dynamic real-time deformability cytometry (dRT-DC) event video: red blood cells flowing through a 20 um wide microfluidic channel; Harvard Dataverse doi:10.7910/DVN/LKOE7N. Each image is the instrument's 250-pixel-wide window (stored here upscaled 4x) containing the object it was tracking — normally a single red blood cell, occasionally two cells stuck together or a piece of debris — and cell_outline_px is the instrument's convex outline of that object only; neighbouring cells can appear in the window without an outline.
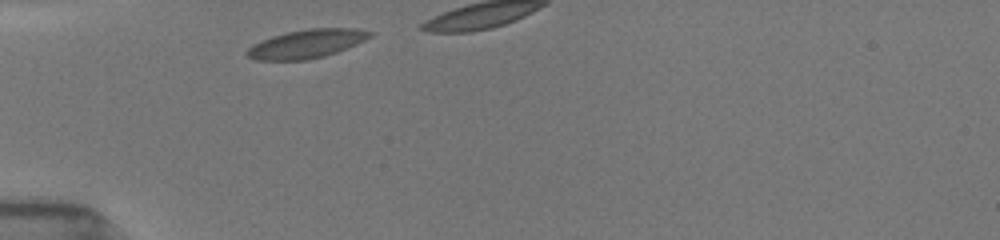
{"species": "common noctule bat (a hibernating species)", "species_latin": "Nyctalus noctula", "temperature_condition": "room temperature", "stored_images_in_passage": 10, "camera_frame_rate_fps": 3000, "um_per_image_px": 0.085, "animal": {"sex": "female", "body_mass_g": 19.5, "forearm_length_mm": 54.1}, "frame": {"image": 1, "passage_image": 1, "time_ms": 0.0, "image_size_px": [1000, 240], "cell_outline_px": [[372, 36], [356, 44], [336, 52], [324, 56], [304, 60], [256, 60], [244, 56], [244, 52], [252, 44], [272, 36], [288, 32], [308, 28], [356, 28], [372, 32]], "centroid_in_image_um": [26.01, 3.72], "position_along_channel_um": 59.0, "area_um2": 20.46}}
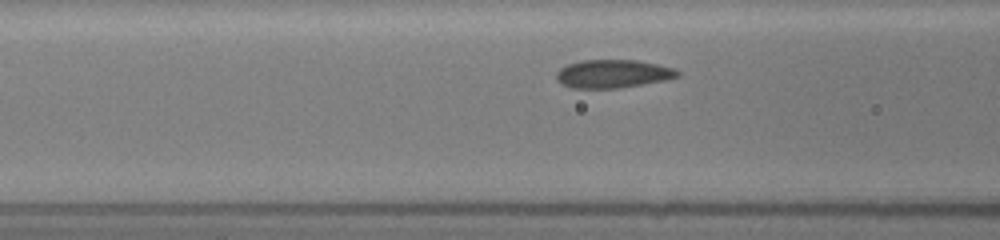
{"frame": {"image": 2, "passage_image": 8, "time_ms": 1.667, "image_size_px": [1000, 240], "cell_outline_px": [[680, 76], [668, 80], [616, 88], [572, 88], [560, 84], [556, 80], [556, 72], [560, 68], [568, 64], [580, 60], [636, 60], [676, 68], [680, 72]], "centroid_in_image_um": [52.09, 6.27], "position_along_channel_um": 114.5, "area_um2": 20.11}}